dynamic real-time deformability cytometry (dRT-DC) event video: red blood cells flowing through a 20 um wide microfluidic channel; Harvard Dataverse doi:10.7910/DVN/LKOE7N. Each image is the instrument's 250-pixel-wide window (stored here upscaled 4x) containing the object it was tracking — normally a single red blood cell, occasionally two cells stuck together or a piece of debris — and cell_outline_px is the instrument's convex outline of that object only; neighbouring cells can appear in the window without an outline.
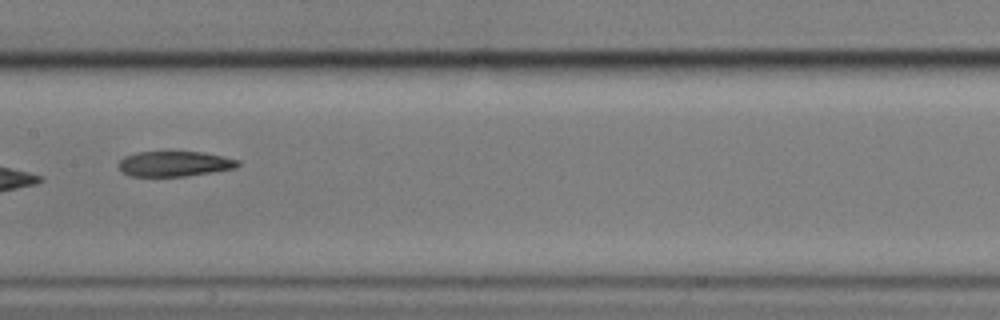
{"species": "common noctule bat (a hibernating species)", "species_latin": "Nyctalus noctula", "temperature_condition": "cold", "stored_images_in_passage": 10, "camera_frame_rate_fps": 3000, "um_per_image_px": 0.085, "animal": {"sex": "male", "body_mass_g": 17.9}, "frame": {"image": 1, "passage_image": 7, "time_ms": 9.0, "image_size_px": [1000, 320], "cell_outline_px": [[240, 164], [236, 168], [212, 172], [184, 176], [128, 176], [120, 172], [116, 164], [124, 156], [136, 152], [200, 152], [240, 160]], "centroid_in_image_um": [14.76, 13.93], "position_along_channel_um": 192.6, "area_um2": 17.63}}
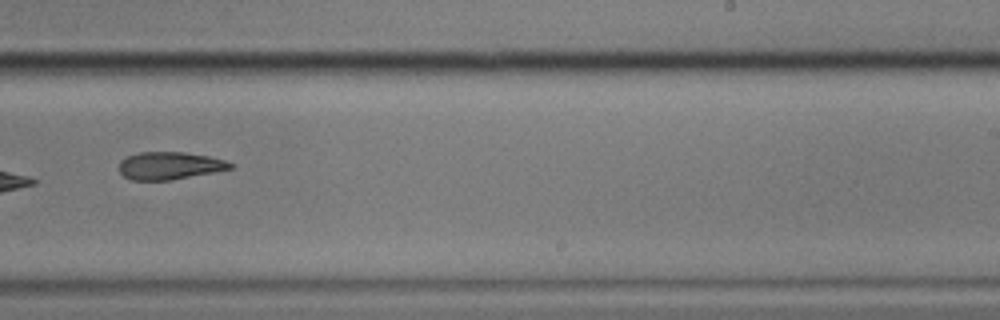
{"frame": {"image": 2, "passage_image": 9, "time_ms": 11.333, "image_size_px": [1000, 320], "cell_outline_px": [[232, 168], [216, 172], [172, 180], [132, 180], [124, 176], [120, 172], [120, 160], [128, 156], [140, 152], [184, 152], [208, 156], [224, 160], [232, 164]], "centroid_in_image_um": [14.41, 14.09], "position_along_channel_um": 274.6, "area_um2": 17.8}}
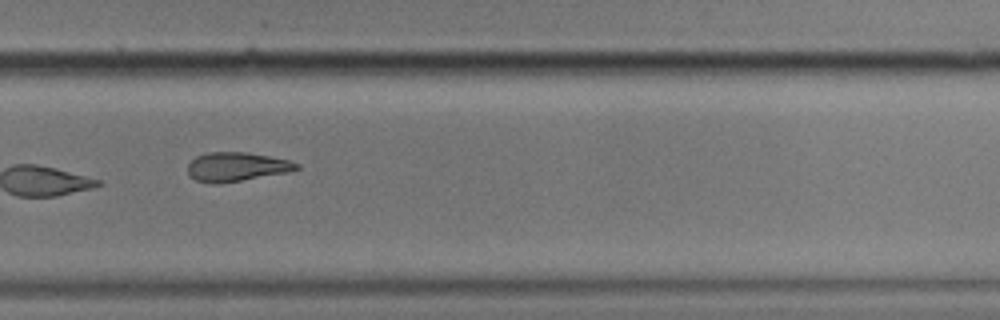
{"frame": {"image": 3, "passage_image": 10, "time_ms": 12.333, "image_size_px": [1000, 320], "cell_outline_px": [[300, 168], [288, 172], [220, 184], [212, 184], [196, 180], [188, 176], [188, 164], [196, 156], [208, 152], [244, 152], [268, 156], [288, 160], [300, 164]], "centroid_in_image_um": [20.08, 14.19], "position_along_channel_um": 309.7, "area_um2": 18.44}}